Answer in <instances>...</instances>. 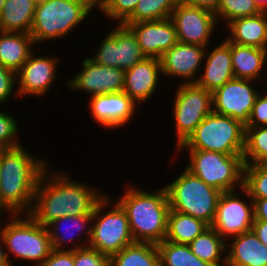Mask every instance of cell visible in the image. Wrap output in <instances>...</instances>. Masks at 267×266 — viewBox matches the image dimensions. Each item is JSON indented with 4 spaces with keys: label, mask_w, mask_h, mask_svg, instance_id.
<instances>
[{
    "label": "cell",
    "mask_w": 267,
    "mask_h": 266,
    "mask_svg": "<svg viewBox=\"0 0 267 266\" xmlns=\"http://www.w3.org/2000/svg\"><path fill=\"white\" fill-rule=\"evenodd\" d=\"M47 172L46 167L38 180L34 195L36 202H33L35 204L30 207L28 215L46 227L55 219L66 215L93 214L96 204L104 195L84 184L69 181L63 173L54 174L48 180L45 176Z\"/></svg>",
    "instance_id": "obj_1"
},
{
    "label": "cell",
    "mask_w": 267,
    "mask_h": 266,
    "mask_svg": "<svg viewBox=\"0 0 267 266\" xmlns=\"http://www.w3.org/2000/svg\"><path fill=\"white\" fill-rule=\"evenodd\" d=\"M32 157L23 146L0 149V212L3 208L11 214L30 212L38 180L47 167Z\"/></svg>",
    "instance_id": "obj_2"
},
{
    "label": "cell",
    "mask_w": 267,
    "mask_h": 266,
    "mask_svg": "<svg viewBox=\"0 0 267 266\" xmlns=\"http://www.w3.org/2000/svg\"><path fill=\"white\" fill-rule=\"evenodd\" d=\"M117 202L126 211L135 242L157 245L165 240L170 212L166 188L155 193L130 188Z\"/></svg>",
    "instance_id": "obj_3"
},
{
    "label": "cell",
    "mask_w": 267,
    "mask_h": 266,
    "mask_svg": "<svg viewBox=\"0 0 267 266\" xmlns=\"http://www.w3.org/2000/svg\"><path fill=\"white\" fill-rule=\"evenodd\" d=\"M243 155L245 125L230 116L212 111L198 124L194 132L179 147Z\"/></svg>",
    "instance_id": "obj_4"
},
{
    "label": "cell",
    "mask_w": 267,
    "mask_h": 266,
    "mask_svg": "<svg viewBox=\"0 0 267 266\" xmlns=\"http://www.w3.org/2000/svg\"><path fill=\"white\" fill-rule=\"evenodd\" d=\"M166 188L171 210L213 223L221 191L207 185L188 169Z\"/></svg>",
    "instance_id": "obj_5"
},
{
    "label": "cell",
    "mask_w": 267,
    "mask_h": 266,
    "mask_svg": "<svg viewBox=\"0 0 267 266\" xmlns=\"http://www.w3.org/2000/svg\"><path fill=\"white\" fill-rule=\"evenodd\" d=\"M80 0H48L37 5L30 35L36 42L65 36L90 13Z\"/></svg>",
    "instance_id": "obj_6"
},
{
    "label": "cell",
    "mask_w": 267,
    "mask_h": 266,
    "mask_svg": "<svg viewBox=\"0 0 267 266\" xmlns=\"http://www.w3.org/2000/svg\"><path fill=\"white\" fill-rule=\"evenodd\" d=\"M188 169L221 192L234 191V184L243 187L244 161L243 155H228L220 152L190 149Z\"/></svg>",
    "instance_id": "obj_7"
},
{
    "label": "cell",
    "mask_w": 267,
    "mask_h": 266,
    "mask_svg": "<svg viewBox=\"0 0 267 266\" xmlns=\"http://www.w3.org/2000/svg\"><path fill=\"white\" fill-rule=\"evenodd\" d=\"M109 200L103 197L95 206L93 211V227L87 230L89 248L95 249L101 254L111 257L128 245L135 243L131 234L126 211L116 202L114 208L100 217L101 209L108 205Z\"/></svg>",
    "instance_id": "obj_8"
},
{
    "label": "cell",
    "mask_w": 267,
    "mask_h": 266,
    "mask_svg": "<svg viewBox=\"0 0 267 266\" xmlns=\"http://www.w3.org/2000/svg\"><path fill=\"white\" fill-rule=\"evenodd\" d=\"M11 217L13 220L0 231V240L14 256L42 264L52 251L48 228L37 223L30 215L26 220L19 219L17 214Z\"/></svg>",
    "instance_id": "obj_9"
},
{
    "label": "cell",
    "mask_w": 267,
    "mask_h": 266,
    "mask_svg": "<svg viewBox=\"0 0 267 266\" xmlns=\"http://www.w3.org/2000/svg\"><path fill=\"white\" fill-rule=\"evenodd\" d=\"M174 102L179 149L206 115L213 111L212 92L187 81L178 88Z\"/></svg>",
    "instance_id": "obj_10"
},
{
    "label": "cell",
    "mask_w": 267,
    "mask_h": 266,
    "mask_svg": "<svg viewBox=\"0 0 267 266\" xmlns=\"http://www.w3.org/2000/svg\"><path fill=\"white\" fill-rule=\"evenodd\" d=\"M99 49L96 56L90 58L92 61L122 70L130 69L146 58L133 31L123 24L107 34Z\"/></svg>",
    "instance_id": "obj_11"
},
{
    "label": "cell",
    "mask_w": 267,
    "mask_h": 266,
    "mask_svg": "<svg viewBox=\"0 0 267 266\" xmlns=\"http://www.w3.org/2000/svg\"><path fill=\"white\" fill-rule=\"evenodd\" d=\"M253 80L237 79L225 83L212 92L215 113L230 116L246 125L258 93L249 85Z\"/></svg>",
    "instance_id": "obj_12"
},
{
    "label": "cell",
    "mask_w": 267,
    "mask_h": 266,
    "mask_svg": "<svg viewBox=\"0 0 267 266\" xmlns=\"http://www.w3.org/2000/svg\"><path fill=\"white\" fill-rule=\"evenodd\" d=\"M178 42L207 47V42L215 28V13L204 8L179 3L170 15Z\"/></svg>",
    "instance_id": "obj_13"
},
{
    "label": "cell",
    "mask_w": 267,
    "mask_h": 266,
    "mask_svg": "<svg viewBox=\"0 0 267 266\" xmlns=\"http://www.w3.org/2000/svg\"><path fill=\"white\" fill-rule=\"evenodd\" d=\"M254 222V203L242 202L234 191L222 192L217 203L216 213L211 227L224 239L226 236H238L252 230Z\"/></svg>",
    "instance_id": "obj_14"
},
{
    "label": "cell",
    "mask_w": 267,
    "mask_h": 266,
    "mask_svg": "<svg viewBox=\"0 0 267 266\" xmlns=\"http://www.w3.org/2000/svg\"><path fill=\"white\" fill-rule=\"evenodd\" d=\"M83 70L69 82L73 89H82L91 94L103 95L124 90L125 70L102 66L90 58L83 60Z\"/></svg>",
    "instance_id": "obj_15"
},
{
    "label": "cell",
    "mask_w": 267,
    "mask_h": 266,
    "mask_svg": "<svg viewBox=\"0 0 267 266\" xmlns=\"http://www.w3.org/2000/svg\"><path fill=\"white\" fill-rule=\"evenodd\" d=\"M123 25L128 26L133 31L143 54L147 58L160 59L164 52L178 42L177 32L170 18Z\"/></svg>",
    "instance_id": "obj_16"
},
{
    "label": "cell",
    "mask_w": 267,
    "mask_h": 266,
    "mask_svg": "<svg viewBox=\"0 0 267 266\" xmlns=\"http://www.w3.org/2000/svg\"><path fill=\"white\" fill-rule=\"evenodd\" d=\"M135 102L123 91L91 96L90 110L96 122L108 128L127 123L134 113Z\"/></svg>",
    "instance_id": "obj_17"
},
{
    "label": "cell",
    "mask_w": 267,
    "mask_h": 266,
    "mask_svg": "<svg viewBox=\"0 0 267 266\" xmlns=\"http://www.w3.org/2000/svg\"><path fill=\"white\" fill-rule=\"evenodd\" d=\"M32 53L24 65L16 72L19 82L17 95H42L55 80L56 59L34 57Z\"/></svg>",
    "instance_id": "obj_18"
},
{
    "label": "cell",
    "mask_w": 267,
    "mask_h": 266,
    "mask_svg": "<svg viewBox=\"0 0 267 266\" xmlns=\"http://www.w3.org/2000/svg\"><path fill=\"white\" fill-rule=\"evenodd\" d=\"M203 46L177 42L160 58L162 74L182 78L194 77L205 56Z\"/></svg>",
    "instance_id": "obj_19"
},
{
    "label": "cell",
    "mask_w": 267,
    "mask_h": 266,
    "mask_svg": "<svg viewBox=\"0 0 267 266\" xmlns=\"http://www.w3.org/2000/svg\"><path fill=\"white\" fill-rule=\"evenodd\" d=\"M162 73L160 59L145 58L132 68L125 70L124 90L134 102L149 99Z\"/></svg>",
    "instance_id": "obj_20"
},
{
    "label": "cell",
    "mask_w": 267,
    "mask_h": 266,
    "mask_svg": "<svg viewBox=\"0 0 267 266\" xmlns=\"http://www.w3.org/2000/svg\"><path fill=\"white\" fill-rule=\"evenodd\" d=\"M204 74L199 79L190 81L213 92L234 78L231 62V46L222 42L208 54Z\"/></svg>",
    "instance_id": "obj_21"
},
{
    "label": "cell",
    "mask_w": 267,
    "mask_h": 266,
    "mask_svg": "<svg viewBox=\"0 0 267 266\" xmlns=\"http://www.w3.org/2000/svg\"><path fill=\"white\" fill-rule=\"evenodd\" d=\"M226 256V266H267V247L253 230L235 236Z\"/></svg>",
    "instance_id": "obj_22"
},
{
    "label": "cell",
    "mask_w": 267,
    "mask_h": 266,
    "mask_svg": "<svg viewBox=\"0 0 267 266\" xmlns=\"http://www.w3.org/2000/svg\"><path fill=\"white\" fill-rule=\"evenodd\" d=\"M267 13L261 12L254 16H247L232 20L228 28L232 43L246 46H254L262 49L267 48Z\"/></svg>",
    "instance_id": "obj_23"
},
{
    "label": "cell",
    "mask_w": 267,
    "mask_h": 266,
    "mask_svg": "<svg viewBox=\"0 0 267 266\" xmlns=\"http://www.w3.org/2000/svg\"><path fill=\"white\" fill-rule=\"evenodd\" d=\"M231 46V62L234 78L255 80L260 75L266 59V49L239 45L225 40Z\"/></svg>",
    "instance_id": "obj_24"
},
{
    "label": "cell",
    "mask_w": 267,
    "mask_h": 266,
    "mask_svg": "<svg viewBox=\"0 0 267 266\" xmlns=\"http://www.w3.org/2000/svg\"><path fill=\"white\" fill-rule=\"evenodd\" d=\"M0 64L17 72L32 54L31 35L0 31Z\"/></svg>",
    "instance_id": "obj_25"
},
{
    "label": "cell",
    "mask_w": 267,
    "mask_h": 266,
    "mask_svg": "<svg viewBox=\"0 0 267 266\" xmlns=\"http://www.w3.org/2000/svg\"><path fill=\"white\" fill-rule=\"evenodd\" d=\"M35 9L34 0H5L0 31L30 34Z\"/></svg>",
    "instance_id": "obj_26"
},
{
    "label": "cell",
    "mask_w": 267,
    "mask_h": 266,
    "mask_svg": "<svg viewBox=\"0 0 267 266\" xmlns=\"http://www.w3.org/2000/svg\"><path fill=\"white\" fill-rule=\"evenodd\" d=\"M209 225L191 215L170 209L165 240L177 244H189Z\"/></svg>",
    "instance_id": "obj_27"
},
{
    "label": "cell",
    "mask_w": 267,
    "mask_h": 266,
    "mask_svg": "<svg viewBox=\"0 0 267 266\" xmlns=\"http://www.w3.org/2000/svg\"><path fill=\"white\" fill-rule=\"evenodd\" d=\"M110 266H160L156 244L135 242L110 257Z\"/></svg>",
    "instance_id": "obj_28"
},
{
    "label": "cell",
    "mask_w": 267,
    "mask_h": 266,
    "mask_svg": "<svg viewBox=\"0 0 267 266\" xmlns=\"http://www.w3.org/2000/svg\"><path fill=\"white\" fill-rule=\"evenodd\" d=\"M223 239L211 226L198 235L191 243L188 244L191 252L201 259L214 266H226V257L220 262L222 250H226ZM223 264V265H222Z\"/></svg>",
    "instance_id": "obj_29"
},
{
    "label": "cell",
    "mask_w": 267,
    "mask_h": 266,
    "mask_svg": "<svg viewBox=\"0 0 267 266\" xmlns=\"http://www.w3.org/2000/svg\"><path fill=\"white\" fill-rule=\"evenodd\" d=\"M179 3L180 0H139L133 13L122 24L168 19Z\"/></svg>",
    "instance_id": "obj_30"
},
{
    "label": "cell",
    "mask_w": 267,
    "mask_h": 266,
    "mask_svg": "<svg viewBox=\"0 0 267 266\" xmlns=\"http://www.w3.org/2000/svg\"><path fill=\"white\" fill-rule=\"evenodd\" d=\"M160 266H214L196 257L188 244H177L164 240L157 244Z\"/></svg>",
    "instance_id": "obj_31"
},
{
    "label": "cell",
    "mask_w": 267,
    "mask_h": 266,
    "mask_svg": "<svg viewBox=\"0 0 267 266\" xmlns=\"http://www.w3.org/2000/svg\"><path fill=\"white\" fill-rule=\"evenodd\" d=\"M267 164V125L245 127L244 164Z\"/></svg>",
    "instance_id": "obj_32"
},
{
    "label": "cell",
    "mask_w": 267,
    "mask_h": 266,
    "mask_svg": "<svg viewBox=\"0 0 267 266\" xmlns=\"http://www.w3.org/2000/svg\"><path fill=\"white\" fill-rule=\"evenodd\" d=\"M241 190L251 199L267 198V164H245Z\"/></svg>",
    "instance_id": "obj_33"
},
{
    "label": "cell",
    "mask_w": 267,
    "mask_h": 266,
    "mask_svg": "<svg viewBox=\"0 0 267 266\" xmlns=\"http://www.w3.org/2000/svg\"><path fill=\"white\" fill-rule=\"evenodd\" d=\"M261 13L253 0H221L215 16L225 18L227 23L232 20L254 16Z\"/></svg>",
    "instance_id": "obj_34"
},
{
    "label": "cell",
    "mask_w": 267,
    "mask_h": 266,
    "mask_svg": "<svg viewBox=\"0 0 267 266\" xmlns=\"http://www.w3.org/2000/svg\"><path fill=\"white\" fill-rule=\"evenodd\" d=\"M89 221L90 222H93V214H86V215H79V216L66 215V216H64L62 218L55 219L54 221H52L51 223H49L46 227L48 228V232H49V236H50V240H51L52 249L61 250V245L64 243L63 241L66 240L65 237H64L65 234L63 235L64 238L63 237L61 238L60 235H57L55 233V231L61 230L60 228H61L62 225L59 226L60 223L62 224V222H64V223H67V222H71L72 223L73 222L74 223V226H77V230L80 231V230H83V227L84 226L87 229V224H88L87 222H89ZM49 227H51V229L54 228L55 231H51V229H49ZM61 234H62V232H61ZM72 237L69 238V239H67V240L68 241H71L73 239Z\"/></svg>",
    "instance_id": "obj_35"
},
{
    "label": "cell",
    "mask_w": 267,
    "mask_h": 266,
    "mask_svg": "<svg viewBox=\"0 0 267 266\" xmlns=\"http://www.w3.org/2000/svg\"><path fill=\"white\" fill-rule=\"evenodd\" d=\"M74 266H110V257L88 246L73 247Z\"/></svg>",
    "instance_id": "obj_36"
},
{
    "label": "cell",
    "mask_w": 267,
    "mask_h": 266,
    "mask_svg": "<svg viewBox=\"0 0 267 266\" xmlns=\"http://www.w3.org/2000/svg\"><path fill=\"white\" fill-rule=\"evenodd\" d=\"M139 0H108L102 12L122 24L134 11Z\"/></svg>",
    "instance_id": "obj_37"
},
{
    "label": "cell",
    "mask_w": 267,
    "mask_h": 266,
    "mask_svg": "<svg viewBox=\"0 0 267 266\" xmlns=\"http://www.w3.org/2000/svg\"><path fill=\"white\" fill-rule=\"evenodd\" d=\"M16 132L17 123L13 116L0 112V149L20 146L17 140H14Z\"/></svg>",
    "instance_id": "obj_38"
},
{
    "label": "cell",
    "mask_w": 267,
    "mask_h": 266,
    "mask_svg": "<svg viewBox=\"0 0 267 266\" xmlns=\"http://www.w3.org/2000/svg\"><path fill=\"white\" fill-rule=\"evenodd\" d=\"M255 125L256 127L267 125V95H257L249 121L245 127H255Z\"/></svg>",
    "instance_id": "obj_39"
},
{
    "label": "cell",
    "mask_w": 267,
    "mask_h": 266,
    "mask_svg": "<svg viewBox=\"0 0 267 266\" xmlns=\"http://www.w3.org/2000/svg\"><path fill=\"white\" fill-rule=\"evenodd\" d=\"M38 266H74V249H52L49 257Z\"/></svg>",
    "instance_id": "obj_40"
},
{
    "label": "cell",
    "mask_w": 267,
    "mask_h": 266,
    "mask_svg": "<svg viewBox=\"0 0 267 266\" xmlns=\"http://www.w3.org/2000/svg\"><path fill=\"white\" fill-rule=\"evenodd\" d=\"M16 72L0 64V103L12 94ZM15 78V79H14Z\"/></svg>",
    "instance_id": "obj_41"
},
{
    "label": "cell",
    "mask_w": 267,
    "mask_h": 266,
    "mask_svg": "<svg viewBox=\"0 0 267 266\" xmlns=\"http://www.w3.org/2000/svg\"><path fill=\"white\" fill-rule=\"evenodd\" d=\"M221 0H180L181 3L198 8H204L215 13Z\"/></svg>",
    "instance_id": "obj_42"
},
{
    "label": "cell",
    "mask_w": 267,
    "mask_h": 266,
    "mask_svg": "<svg viewBox=\"0 0 267 266\" xmlns=\"http://www.w3.org/2000/svg\"><path fill=\"white\" fill-rule=\"evenodd\" d=\"M251 201L254 203V220L267 221V198Z\"/></svg>",
    "instance_id": "obj_43"
},
{
    "label": "cell",
    "mask_w": 267,
    "mask_h": 266,
    "mask_svg": "<svg viewBox=\"0 0 267 266\" xmlns=\"http://www.w3.org/2000/svg\"><path fill=\"white\" fill-rule=\"evenodd\" d=\"M252 230L260 242L267 247V221L254 220Z\"/></svg>",
    "instance_id": "obj_44"
},
{
    "label": "cell",
    "mask_w": 267,
    "mask_h": 266,
    "mask_svg": "<svg viewBox=\"0 0 267 266\" xmlns=\"http://www.w3.org/2000/svg\"><path fill=\"white\" fill-rule=\"evenodd\" d=\"M85 3L90 9H93L94 6L98 5L101 11L106 6L108 0H80Z\"/></svg>",
    "instance_id": "obj_45"
},
{
    "label": "cell",
    "mask_w": 267,
    "mask_h": 266,
    "mask_svg": "<svg viewBox=\"0 0 267 266\" xmlns=\"http://www.w3.org/2000/svg\"><path fill=\"white\" fill-rule=\"evenodd\" d=\"M11 261H9L8 254L4 252L0 244V266H11Z\"/></svg>",
    "instance_id": "obj_46"
},
{
    "label": "cell",
    "mask_w": 267,
    "mask_h": 266,
    "mask_svg": "<svg viewBox=\"0 0 267 266\" xmlns=\"http://www.w3.org/2000/svg\"><path fill=\"white\" fill-rule=\"evenodd\" d=\"M261 12L267 13V0H253Z\"/></svg>",
    "instance_id": "obj_47"
},
{
    "label": "cell",
    "mask_w": 267,
    "mask_h": 266,
    "mask_svg": "<svg viewBox=\"0 0 267 266\" xmlns=\"http://www.w3.org/2000/svg\"><path fill=\"white\" fill-rule=\"evenodd\" d=\"M46 1L48 0H34V4L37 6V5L45 3Z\"/></svg>",
    "instance_id": "obj_48"
},
{
    "label": "cell",
    "mask_w": 267,
    "mask_h": 266,
    "mask_svg": "<svg viewBox=\"0 0 267 266\" xmlns=\"http://www.w3.org/2000/svg\"><path fill=\"white\" fill-rule=\"evenodd\" d=\"M4 3H5V0H0V14H1L2 10H3Z\"/></svg>",
    "instance_id": "obj_49"
}]
</instances>
